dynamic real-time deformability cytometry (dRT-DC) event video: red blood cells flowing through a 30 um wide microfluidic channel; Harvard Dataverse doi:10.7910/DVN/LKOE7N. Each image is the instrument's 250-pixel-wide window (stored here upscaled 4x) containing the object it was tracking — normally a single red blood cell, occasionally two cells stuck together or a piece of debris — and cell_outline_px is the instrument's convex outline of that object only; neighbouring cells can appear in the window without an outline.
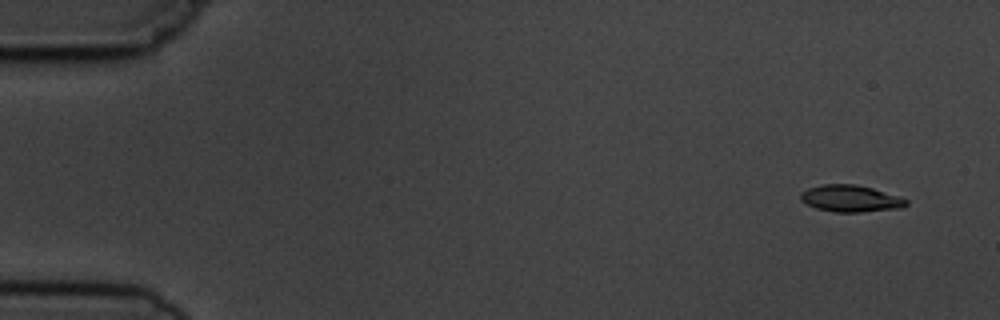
{"species": "common noctule bat (a hibernating species)", "species_latin": "Nyctalus noctula", "temperature_condition": "cold", "stored_images_in_passage": 7, "camera_frame_rate_fps": 3000, "um_per_image_px": 0.085, "animal": {"sex": "male", "body_mass_g": 19.5, "forearm_length_mm": 54.6}, "frame": {"image": 1, "passage_image": 1, "time_ms": 0.0, "image_size_px": [1000, 320], "cell_outline_px": [[908, 204], [900, 208], [860, 212], [832, 212], [816, 208], [800, 200], [800, 192], [808, 188], [824, 184], [856, 184], [872, 188], [900, 196], [908, 200]], "centroid_in_image_um": [72.3, 16.87], "position_along_channel_um": 12.7, "area_um2": 16.53}}
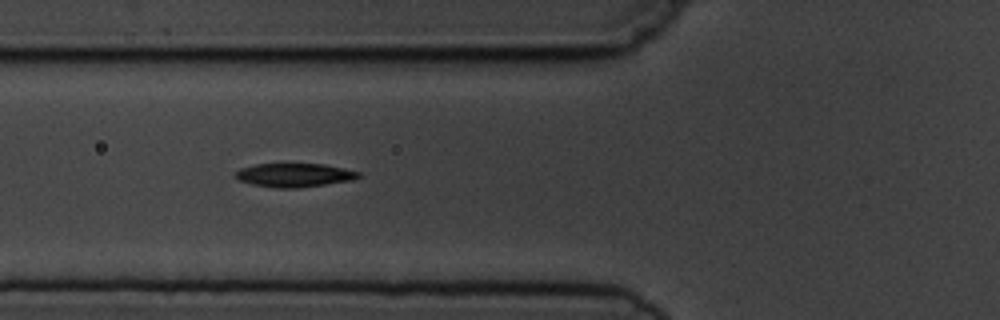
{"frame": {"image": 2, "passage_image": 6, "time_ms": 5.667, "image_size_px": [1000, 320], "cell_outline_px": [[360, 176], [352, 180], [296, 188], [276, 188], [252, 184], [240, 180], [232, 176], [240, 168], [256, 164], [324, 164], [344, 168], [360, 172]], "centroid_in_image_um": [24.99, 14.88], "position_along_channel_um": 100.8, "area_um2": 16.88}}
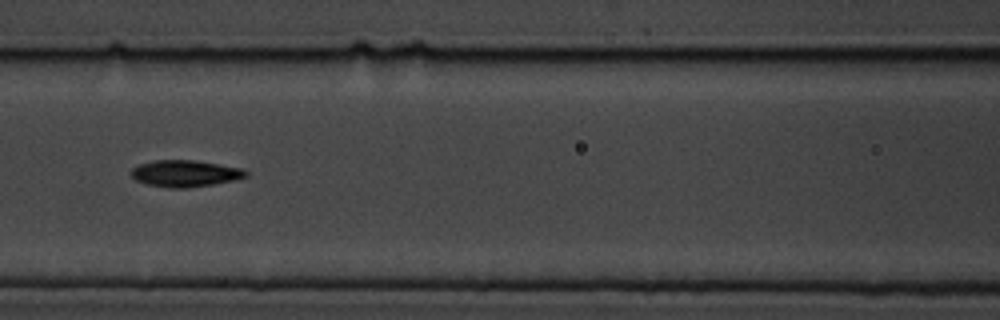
{"frame": {"image": 3, "passage_image": 7, "time_ms": 7.0, "image_size_px": [1000, 320], "cell_outline_px": [[248, 176], [232, 180], [212, 184], [188, 188], [168, 188], [148, 184], [136, 180], [132, 176], [132, 168], [140, 164], [156, 160], [196, 160], [220, 164], [240, 168], [248, 172]], "centroid_in_image_um": [15.74, 14.74], "position_along_channel_um": 150.9, "area_um2": 17.63}}